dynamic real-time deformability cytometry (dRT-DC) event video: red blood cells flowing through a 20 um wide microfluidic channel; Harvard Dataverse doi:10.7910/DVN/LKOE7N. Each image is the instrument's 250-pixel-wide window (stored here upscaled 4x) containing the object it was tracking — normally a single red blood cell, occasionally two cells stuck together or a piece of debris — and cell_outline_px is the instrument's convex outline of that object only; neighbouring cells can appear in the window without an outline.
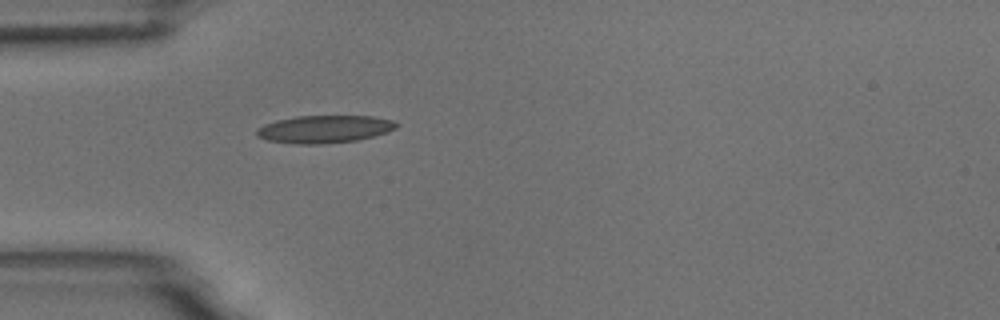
{"species": "common noctule bat (a hibernating species)", "species_latin": "Nyctalus noctula", "temperature_condition": "room temperature", "stored_images_in_passage": 1, "camera_frame_rate_fps": 3000, "um_per_image_px": 0.085, "animal": {"sex": "male", "body_mass_g": 18.8}, "frame": {"image": 1, "passage_image": 1, "time_ms": 0.0, "image_size_px": [1000, 320], "cell_outline_px": [[400, 124], [396, 128], [388, 132], [356, 140], [324, 144], [296, 144], [268, 140], [256, 136], [256, 128], [264, 124], [276, 120], [296, 116], [372, 116], [392, 120]], "centroid_in_image_um": [27.56, 10.97], "position_along_channel_um": 57.4, "area_um2": 22.54}}